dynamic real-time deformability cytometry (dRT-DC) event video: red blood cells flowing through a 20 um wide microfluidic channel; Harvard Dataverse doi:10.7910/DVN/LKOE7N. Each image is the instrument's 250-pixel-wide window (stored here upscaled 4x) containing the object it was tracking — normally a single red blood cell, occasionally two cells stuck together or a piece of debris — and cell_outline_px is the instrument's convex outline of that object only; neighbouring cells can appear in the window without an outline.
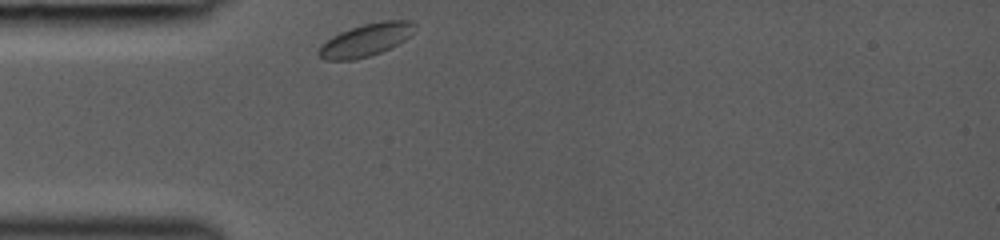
{"species": "common noctule bat (a hibernating species)", "species_latin": "Nyctalus noctula", "temperature_condition": "room temperature", "stored_images_in_passage": 28, "camera_frame_rate_fps": 3000, "um_per_image_px": 0.085, "animal": {"sex": "female", "body_mass_g": 19.0, "forearm_length_mm": 53.3}, "frame": {"image": 1, "passage_image": 1, "time_ms": 0.0, "image_size_px": [1000, 240], "cell_outline_px": [[416, 24], [412, 32], [404, 40], [380, 52], [356, 60], [324, 60], [316, 52], [320, 44], [332, 36], [340, 32], [364, 24], [384, 20], [408, 20]], "centroid_in_image_um": [31.04, 3.4], "position_along_channel_um": 54.0, "area_um2": 18.09}}
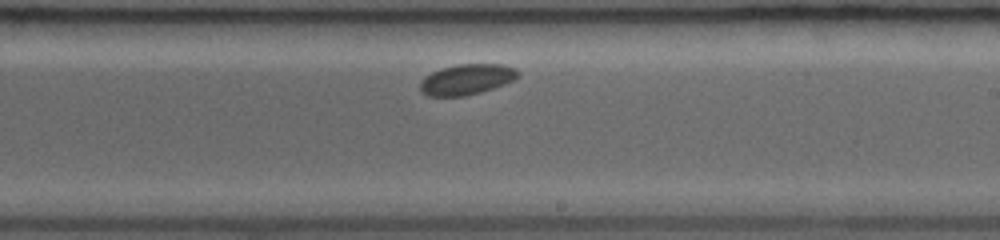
{"frame": {"image": 2, "passage_image": 16, "time_ms": 5.0, "image_size_px": [1000, 240], "cell_outline_px": [[520, 76], [504, 84], [480, 92], [464, 96], [428, 96], [420, 92], [420, 80], [424, 76], [440, 68], [456, 64], [504, 64], [516, 68], [520, 72]], "centroid_in_image_um": [39.65, 6.74], "position_along_channel_um": 249.3, "area_um2": 17.63}}
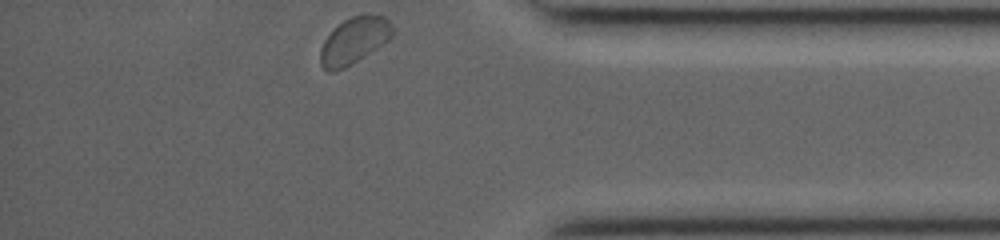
{"frame": {"image": 3, "passage_image": 28, "time_ms": 9.0, "image_size_px": [1000, 240], "cell_outline_px": [[392, 36], [388, 40], [344, 68], [332, 72], [328, 72], [320, 64], [320, 48], [324, 40], [344, 20], [352, 16], [364, 12], [372, 12], [384, 16], [392, 24]], "centroid_in_image_um": [30.1, 3.41], "position_along_channel_um": 405.1, "area_um2": 19.42}}